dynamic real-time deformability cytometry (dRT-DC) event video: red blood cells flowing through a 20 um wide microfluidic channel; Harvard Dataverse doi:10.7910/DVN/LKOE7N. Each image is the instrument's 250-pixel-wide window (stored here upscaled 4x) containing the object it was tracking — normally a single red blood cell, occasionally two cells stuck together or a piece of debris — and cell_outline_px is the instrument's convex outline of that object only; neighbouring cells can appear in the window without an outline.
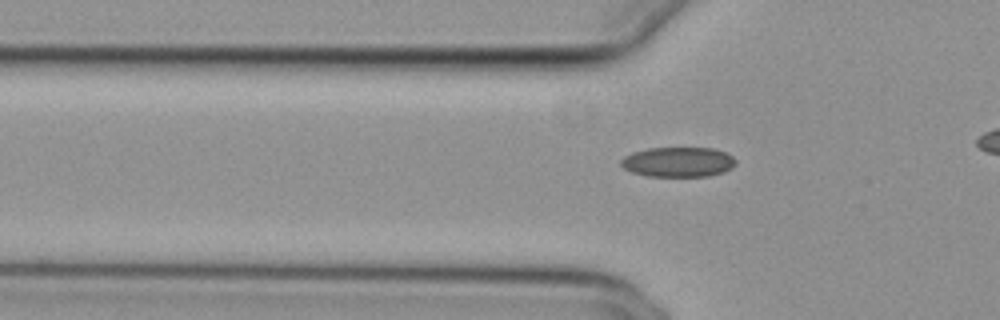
{"species": "common noctule bat (a hibernating species)", "species_latin": "Nyctalus noctula", "temperature_condition": "cold", "stored_images_in_passage": 46, "camera_frame_rate_fps": 3000, "um_per_image_px": 0.085, "animal": {"sex": "female", "body_mass_g": 29.2, "forearm_length_mm": 56.3}, "frame": {"image": 1, "passage_image": 18, "time_ms": 5.667, "image_size_px": [1000, 320], "cell_outline_px": [[736, 164], [732, 168], [724, 172], [708, 176], [648, 176], [632, 172], [624, 168], [620, 164], [620, 160], [624, 156], [632, 152], [648, 148], [712, 148], [728, 152], [736, 160]], "centroid_in_image_um": [57.66, 13.76], "position_along_channel_um": 68.1, "area_um2": 20.17}}
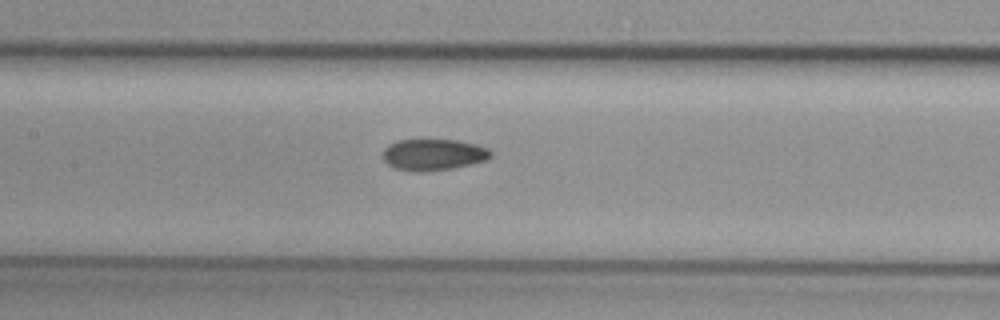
{"frame": {"image": 2, "passage_image": 26, "time_ms": 8.333, "image_size_px": [1000, 320], "cell_outline_px": [[492, 156], [484, 160], [452, 168], [424, 172], [408, 172], [396, 168], [388, 164], [384, 160], [384, 148], [388, 144], [400, 140], [456, 140], [476, 144], [488, 148], [492, 152]], "centroid_in_image_um": [36.82, 13.15], "position_along_channel_um": 170.6, "area_um2": 19.65}}
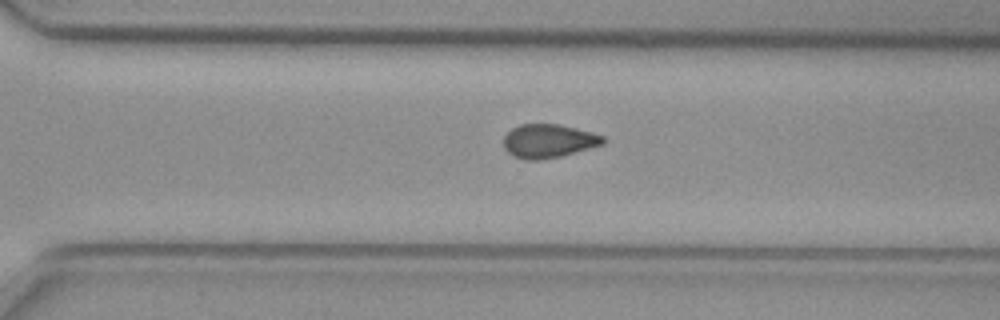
{"frame": {"image": 3, "passage_image": 38, "time_ms": 12.333, "image_size_px": [1000, 320], "cell_outline_px": [[604, 144], [560, 156], [540, 160], [524, 160], [512, 156], [504, 148], [504, 136], [512, 128], [520, 124], [560, 124], [592, 132], [604, 136]], "centroid_in_image_um": [46.6, 11.98], "position_along_channel_um": 324.0, "area_um2": 19.54}}